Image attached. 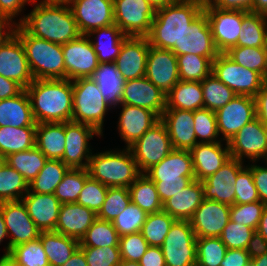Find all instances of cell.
Wrapping results in <instances>:
<instances>
[{"instance_id": "cell-1", "label": "cell", "mask_w": 267, "mask_h": 266, "mask_svg": "<svg viewBox=\"0 0 267 266\" xmlns=\"http://www.w3.org/2000/svg\"><path fill=\"white\" fill-rule=\"evenodd\" d=\"M204 11L202 0H179L156 9L149 34L150 46L180 55V41L187 28Z\"/></svg>"}, {"instance_id": "cell-2", "label": "cell", "mask_w": 267, "mask_h": 266, "mask_svg": "<svg viewBox=\"0 0 267 266\" xmlns=\"http://www.w3.org/2000/svg\"><path fill=\"white\" fill-rule=\"evenodd\" d=\"M25 90L37 124L72 121V80L34 79Z\"/></svg>"}, {"instance_id": "cell-3", "label": "cell", "mask_w": 267, "mask_h": 266, "mask_svg": "<svg viewBox=\"0 0 267 266\" xmlns=\"http://www.w3.org/2000/svg\"><path fill=\"white\" fill-rule=\"evenodd\" d=\"M23 17L18 24L30 35L52 43L63 45L81 35L68 4H50L41 1Z\"/></svg>"}, {"instance_id": "cell-4", "label": "cell", "mask_w": 267, "mask_h": 266, "mask_svg": "<svg viewBox=\"0 0 267 266\" xmlns=\"http://www.w3.org/2000/svg\"><path fill=\"white\" fill-rule=\"evenodd\" d=\"M87 169L92 179L107 187L129 188L142 174L129 148L92 154Z\"/></svg>"}, {"instance_id": "cell-5", "label": "cell", "mask_w": 267, "mask_h": 266, "mask_svg": "<svg viewBox=\"0 0 267 266\" xmlns=\"http://www.w3.org/2000/svg\"><path fill=\"white\" fill-rule=\"evenodd\" d=\"M15 34L24 47L28 65L34 79H65L62 46L30 35L20 24Z\"/></svg>"}, {"instance_id": "cell-6", "label": "cell", "mask_w": 267, "mask_h": 266, "mask_svg": "<svg viewBox=\"0 0 267 266\" xmlns=\"http://www.w3.org/2000/svg\"><path fill=\"white\" fill-rule=\"evenodd\" d=\"M72 86V121L90 125L102 134L106 112L111 108L105 102L98 85L91 77H87L73 80Z\"/></svg>"}, {"instance_id": "cell-7", "label": "cell", "mask_w": 267, "mask_h": 266, "mask_svg": "<svg viewBox=\"0 0 267 266\" xmlns=\"http://www.w3.org/2000/svg\"><path fill=\"white\" fill-rule=\"evenodd\" d=\"M160 247L166 266H196V235L190 221L175 220Z\"/></svg>"}, {"instance_id": "cell-8", "label": "cell", "mask_w": 267, "mask_h": 266, "mask_svg": "<svg viewBox=\"0 0 267 266\" xmlns=\"http://www.w3.org/2000/svg\"><path fill=\"white\" fill-rule=\"evenodd\" d=\"M237 95L255 97L266 80L253 70L242 67L225 53H219L212 61V72Z\"/></svg>"}, {"instance_id": "cell-9", "label": "cell", "mask_w": 267, "mask_h": 266, "mask_svg": "<svg viewBox=\"0 0 267 266\" xmlns=\"http://www.w3.org/2000/svg\"><path fill=\"white\" fill-rule=\"evenodd\" d=\"M128 148L141 173L160 163L174 149L167 127L161 120Z\"/></svg>"}, {"instance_id": "cell-10", "label": "cell", "mask_w": 267, "mask_h": 266, "mask_svg": "<svg viewBox=\"0 0 267 266\" xmlns=\"http://www.w3.org/2000/svg\"><path fill=\"white\" fill-rule=\"evenodd\" d=\"M114 23L126 36L146 37L156 15L147 0H113Z\"/></svg>"}, {"instance_id": "cell-11", "label": "cell", "mask_w": 267, "mask_h": 266, "mask_svg": "<svg viewBox=\"0 0 267 266\" xmlns=\"http://www.w3.org/2000/svg\"><path fill=\"white\" fill-rule=\"evenodd\" d=\"M0 209L9 237L3 256L10 255L14 247L37 240L40 237L41 230L27 213L22 200L1 202Z\"/></svg>"}, {"instance_id": "cell-12", "label": "cell", "mask_w": 267, "mask_h": 266, "mask_svg": "<svg viewBox=\"0 0 267 266\" xmlns=\"http://www.w3.org/2000/svg\"><path fill=\"white\" fill-rule=\"evenodd\" d=\"M203 12L208 18L217 51L226 53L235 47L242 29L243 11L220 9L204 2Z\"/></svg>"}, {"instance_id": "cell-13", "label": "cell", "mask_w": 267, "mask_h": 266, "mask_svg": "<svg viewBox=\"0 0 267 266\" xmlns=\"http://www.w3.org/2000/svg\"><path fill=\"white\" fill-rule=\"evenodd\" d=\"M62 46L65 79L76 80L91 77L99 65L97 54L88 35H80Z\"/></svg>"}, {"instance_id": "cell-14", "label": "cell", "mask_w": 267, "mask_h": 266, "mask_svg": "<svg viewBox=\"0 0 267 266\" xmlns=\"http://www.w3.org/2000/svg\"><path fill=\"white\" fill-rule=\"evenodd\" d=\"M94 135L102 136L90 125L75 121L65 122L66 143L61 161L72 169H87L92 155L88 140L92 139Z\"/></svg>"}, {"instance_id": "cell-15", "label": "cell", "mask_w": 267, "mask_h": 266, "mask_svg": "<svg viewBox=\"0 0 267 266\" xmlns=\"http://www.w3.org/2000/svg\"><path fill=\"white\" fill-rule=\"evenodd\" d=\"M227 143L231 157L239 161L247 157L252 163L261 158L267 162V134L257 117L244 125Z\"/></svg>"}, {"instance_id": "cell-16", "label": "cell", "mask_w": 267, "mask_h": 266, "mask_svg": "<svg viewBox=\"0 0 267 266\" xmlns=\"http://www.w3.org/2000/svg\"><path fill=\"white\" fill-rule=\"evenodd\" d=\"M219 134L228 142L247 123L256 118L255 98L236 95L229 103L215 112Z\"/></svg>"}, {"instance_id": "cell-17", "label": "cell", "mask_w": 267, "mask_h": 266, "mask_svg": "<svg viewBox=\"0 0 267 266\" xmlns=\"http://www.w3.org/2000/svg\"><path fill=\"white\" fill-rule=\"evenodd\" d=\"M68 5L81 35L115 24L113 0H72Z\"/></svg>"}, {"instance_id": "cell-18", "label": "cell", "mask_w": 267, "mask_h": 266, "mask_svg": "<svg viewBox=\"0 0 267 266\" xmlns=\"http://www.w3.org/2000/svg\"><path fill=\"white\" fill-rule=\"evenodd\" d=\"M145 77L167 95L180 81L177 57L172 50L150 46Z\"/></svg>"}, {"instance_id": "cell-19", "label": "cell", "mask_w": 267, "mask_h": 266, "mask_svg": "<svg viewBox=\"0 0 267 266\" xmlns=\"http://www.w3.org/2000/svg\"><path fill=\"white\" fill-rule=\"evenodd\" d=\"M229 220V205L204 198L189 221L196 238H204L220 237Z\"/></svg>"}, {"instance_id": "cell-20", "label": "cell", "mask_w": 267, "mask_h": 266, "mask_svg": "<svg viewBox=\"0 0 267 266\" xmlns=\"http://www.w3.org/2000/svg\"><path fill=\"white\" fill-rule=\"evenodd\" d=\"M0 75L14 80L24 89L34 80L24 47L16 34L0 46Z\"/></svg>"}, {"instance_id": "cell-21", "label": "cell", "mask_w": 267, "mask_h": 266, "mask_svg": "<svg viewBox=\"0 0 267 266\" xmlns=\"http://www.w3.org/2000/svg\"><path fill=\"white\" fill-rule=\"evenodd\" d=\"M245 167L243 161L231 157L216 173L201 181L204 198L226 205L235 204L237 174Z\"/></svg>"}, {"instance_id": "cell-22", "label": "cell", "mask_w": 267, "mask_h": 266, "mask_svg": "<svg viewBox=\"0 0 267 266\" xmlns=\"http://www.w3.org/2000/svg\"><path fill=\"white\" fill-rule=\"evenodd\" d=\"M149 48L150 43L147 37L129 36L123 42L114 63L125 81L142 78L146 75Z\"/></svg>"}, {"instance_id": "cell-23", "label": "cell", "mask_w": 267, "mask_h": 266, "mask_svg": "<svg viewBox=\"0 0 267 266\" xmlns=\"http://www.w3.org/2000/svg\"><path fill=\"white\" fill-rule=\"evenodd\" d=\"M121 104L149 109L161 118L166 108V95L144 76L125 81Z\"/></svg>"}, {"instance_id": "cell-24", "label": "cell", "mask_w": 267, "mask_h": 266, "mask_svg": "<svg viewBox=\"0 0 267 266\" xmlns=\"http://www.w3.org/2000/svg\"><path fill=\"white\" fill-rule=\"evenodd\" d=\"M122 111L118 121L120 137L125 141L126 148L142 137L161 118L149 109L128 104H120Z\"/></svg>"}, {"instance_id": "cell-25", "label": "cell", "mask_w": 267, "mask_h": 266, "mask_svg": "<svg viewBox=\"0 0 267 266\" xmlns=\"http://www.w3.org/2000/svg\"><path fill=\"white\" fill-rule=\"evenodd\" d=\"M195 54L208 57L213 61L219 54L217 51L208 18L202 12L187 28L180 41V55Z\"/></svg>"}, {"instance_id": "cell-26", "label": "cell", "mask_w": 267, "mask_h": 266, "mask_svg": "<svg viewBox=\"0 0 267 266\" xmlns=\"http://www.w3.org/2000/svg\"><path fill=\"white\" fill-rule=\"evenodd\" d=\"M200 143L190 149L196 180L203 181L216 173L230 158L228 143ZM223 147V148H222Z\"/></svg>"}, {"instance_id": "cell-27", "label": "cell", "mask_w": 267, "mask_h": 266, "mask_svg": "<svg viewBox=\"0 0 267 266\" xmlns=\"http://www.w3.org/2000/svg\"><path fill=\"white\" fill-rule=\"evenodd\" d=\"M161 121L167 127L174 149L190 150L199 142L194 131L193 111L165 109Z\"/></svg>"}, {"instance_id": "cell-28", "label": "cell", "mask_w": 267, "mask_h": 266, "mask_svg": "<svg viewBox=\"0 0 267 266\" xmlns=\"http://www.w3.org/2000/svg\"><path fill=\"white\" fill-rule=\"evenodd\" d=\"M152 181L194 180L192 157L189 150L173 149L160 163L145 173Z\"/></svg>"}, {"instance_id": "cell-29", "label": "cell", "mask_w": 267, "mask_h": 266, "mask_svg": "<svg viewBox=\"0 0 267 266\" xmlns=\"http://www.w3.org/2000/svg\"><path fill=\"white\" fill-rule=\"evenodd\" d=\"M97 214L78 203H62L55 231L80 241Z\"/></svg>"}, {"instance_id": "cell-30", "label": "cell", "mask_w": 267, "mask_h": 266, "mask_svg": "<svg viewBox=\"0 0 267 266\" xmlns=\"http://www.w3.org/2000/svg\"><path fill=\"white\" fill-rule=\"evenodd\" d=\"M21 200L27 213L41 231H55L61 203L54 194L28 191Z\"/></svg>"}, {"instance_id": "cell-31", "label": "cell", "mask_w": 267, "mask_h": 266, "mask_svg": "<svg viewBox=\"0 0 267 266\" xmlns=\"http://www.w3.org/2000/svg\"><path fill=\"white\" fill-rule=\"evenodd\" d=\"M204 200V188L201 181L194 179L173 197L163 203L162 210L176 220L189 221Z\"/></svg>"}, {"instance_id": "cell-32", "label": "cell", "mask_w": 267, "mask_h": 266, "mask_svg": "<svg viewBox=\"0 0 267 266\" xmlns=\"http://www.w3.org/2000/svg\"><path fill=\"white\" fill-rule=\"evenodd\" d=\"M5 126L37 127L25 89L15 97L0 100V127Z\"/></svg>"}, {"instance_id": "cell-33", "label": "cell", "mask_w": 267, "mask_h": 266, "mask_svg": "<svg viewBox=\"0 0 267 266\" xmlns=\"http://www.w3.org/2000/svg\"><path fill=\"white\" fill-rule=\"evenodd\" d=\"M94 34L98 36L93 37L96 41H93L92 38L90 39L99 63L115 62L123 42L129 37L126 36L116 24L94 29L88 36L91 37Z\"/></svg>"}, {"instance_id": "cell-34", "label": "cell", "mask_w": 267, "mask_h": 266, "mask_svg": "<svg viewBox=\"0 0 267 266\" xmlns=\"http://www.w3.org/2000/svg\"><path fill=\"white\" fill-rule=\"evenodd\" d=\"M65 143V122L37 124L35 146L47 159L62 160Z\"/></svg>"}, {"instance_id": "cell-35", "label": "cell", "mask_w": 267, "mask_h": 266, "mask_svg": "<svg viewBox=\"0 0 267 266\" xmlns=\"http://www.w3.org/2000/svg\"><path fill=\"white\" fill-rule=\"evenodd\" d=\"M91 78L98 85L105 102L110 107L121 104L125 80L114 62L99 63Z\"/></svg>"}, {"instance_id": "cell-36", "label": "cell", "mask_w": 267, "mask_h": 266, "mask_svg": "<svg viewBox=\"0 0 267 266\" xmlns=\"http://www.w3.org/2000/svg\"><path fill=\"white\" fill-rule=\"evenodd\" d=\"M39 239L50 266L64 265L80 247V241L56 231H41Z\"/></svg>"}, {"instance_id": "cell-37", "label": "cell", "mask_w": 267, "mask_h": 266, "mask_svg": "<svg viewBox=\"0 0 267 266\" xmlns=\"http://www.w3.org/2000/svg\"><path fill=\"white\" fill-rule=\"evenodd\" d=\"M203 108V90L200 81L180 80L166 95L165 109L195 111Z\"/></svg>"}, {"instance_id": "cell-38", "label": "cell", "mask_w": 267, "mask_h": 266, "mask_svg": "<svg viewBox=\"0 0 267 266\" xmlns=\"http://www.w3.org/2000/svg\"><path fill=\"white\" fill-rule=\"evenodd\" d=\"M267 15L243 11L242 29L235 47H265Z\"/></svg>"}, {"instance_id": "cell-39", "label": "cell", "mask_w": 267, "mask_h": 266, "mask_svg": "<svg viewBox=\"0 0 267 266\" xmlns=\"http://www.w3.org/2000/svg\"><path fill=\"white\" fill-rule=\"evenodd\" d=\"M36 127H0V154L4 157L35 147Z\"/></svg>"}, {"instance_id": "cell-40", "label": "cell", "mask_w": 267, "mask_h": 266, "mask_svg": "<svg viewBox=\"0 0 267 266\" xmlns=\"http://www.w3.org/2000/svg\"><path fill=\"white\" fill-rule=\"evenodd\" d=\"M69 169L61 160L47 159L38 175L28 184V191L37 194H54L57 185Z\"/></svg>"}, {"instance_id": "cell-41", "label": "cell", "mask_w": 267, "mask_h": 266, "mask_svg": "<svg viewBox=\"0 0 267 266\" xmlns=\"http://www.w3.org/2000/svg\"><path fill=\"white\" fill-rule=\"evenodd\" d=\"M131 201L147 214L162 211L161 202L155 183L142 173L129 187Z\"/></svg>"}, {"instance_id": "cell-42", "label": "cell", "mask_w": 267, "mask_h": 266, "mask_svg": "<svg viewBox=\"0 0 267 266\" xmlns=\"http://www.w3.org/2000/svg\"><path fill=\"white\" fill-rule=\"evenodd\" d=\"M47 157L35 146L5 157V162L16 169L29 184L44 167Z\"/></svg>"}, {"instance_id": "cell-43", "label": "cell", "mask_w": 267, "mask_h": 266, "mask_svg": "<svg viewBox=\"0 0 267 266\" xmlns=\"http://www.w3.org/2000/svg\"><path fill=\"white\" fill-rule=\"evenodd\" d=\"M204 108L213 112L229 103L237 94L210 73L201 81Z\"/></svg>"}, {"instance_id": "cell-44", "label": "cell", "mask_w": 267, "mask_h": 266, "mask_svg": "<svg viewBox=\"0 0 267 266\" xmlns=\"http://www.w3.org/2000/svg\"><path fill=\"white\" fill-rule=\"evenodd\" d=\"M119 239L111 221L96 218L80 240V247L119 246Z\"/></svg>"}, {"instance_id": "cell-45", "label": "cell", "mask_w": 267, "mask_h": 266, "mask_svg": "<svg viewBox=\"0 0 267 266\" xmlns=\"http://www.w3.org/2000/svg\"><path fill=\"white\" fill-rule=\"evenodd\" d=\"M225 54L242 67L258 72L267 81L265 47H232Z\"/></svg>"}, {"instance_id": "cell-46", "label": "cell", "mask_w": 267, "mask_h": 266, "mask_svg": "<svg viewBox=\"0 0 267 266\" xmlns=\"http://www.w3.org/2000/svg\"><path fill=\"white\" fill-rule=\"evenodd\" d=\"M27 192V181L16 169L5 163L0 168V203L21 200Z\"/></svg>"}, {"instance_id": "cell-47", "label": "cell", "mask_w": 267, "mask_h": 266, "mask_svg": "<svg viewBox=\"0 0 267 266\" xmlns=\"http://www.w3.org/2000/svg\"><path fill=\"white\" fill-rule=\"evenodd\" d=\"M177 57L178 74L182 81H202L212 72V61L208 57L184 54Z\"/></svg>"}, {"instance_id": "cell-48", "label": "cell", "mask_w": 267, "mask_h": 266, "mask_svg": "<svg viewBox=\"0 0 267 266\" xmlns=\"http://www.w3.org/2000/svg\"><path fill=\"white\" fill-rule=\"evenodd\" d=\"M175 220L174 217L163 210L148 214L140 232L149 246L160 247Z\"/></svg>"}, {"instance_id": "cell-49", "label": "cell", "mask_w": 267, "mask_h": 266, "mask_svg": "<svg viewBox=\"0 0 267 266\" xmlns=\"http://www.w3.org/2000/svg\"><path fill=\"white\" fill-rule=\"evenodd\" d=\"M88 169L70 168L57 185L55 197L62 203H76L85 181L89 178Z\"/></svg>"}, {"instance_id": "cell-50", "label": "cell", "mask_w": 267, "mask_h": 266, "mask_svg": "<svg viewBox=\"0 0 267 266\" xmlns=\"http://www.w3.org/2000/svg\"><path fill=\"white\" fill-rule=\"evenodd\" d=\"M226 251L220 237L196 238V266H220Z\"/></svg>"}, {"instance_id": "cell-51", "label": "cell", "mask_w": 267, "mask_h": 266, "mask_svg": "<svg viewBox=\"0 0 267 266\" xmlns=\"http://www.w3.org/2000/svg\"><path fill=\"white\" fill-rule=\"evenodd\" d=\"M148 214L132 201L111 222L121 237L123 235L140 232Z\"/></svg>"}, {"instance_id": "cell-52", "label": "cell", "mask_w": 267, "mask_h": 266, "mask_svg": "<svg viewBox=\"0 0 267 266\" xmlns=\"http://www.w3.org/2000/svg\"><path fill=\"white\" fill-rule=\"evenodd\" d=\"M130 201L129 188L108 187L106 199L97 213V218L112 221L127 207Z\"/></svg>"}, {"instance_id": "cell-53", "label": "cell", "mask_w": 267, "mask_h": 266, "mask_svg": "<svg viewBox=\"0 0 267 266\" xmlns=\"http://www.w3.org/2000/svg\"><path fill=\"white\" fill-rule=\"evenodd\" d=\"M10 256L21 266H50L39 238L14 247Z\"/></svg>"}, {"instance_id": "cell-54", "label": "cell", "mask_w": 267, "mask_h": 266, "mask_svg": "<svg viewBox=\"0 0 267 266\" xmlns=\"http://www.w3.org/2000/svg\"><path fill=\"white\" fill-rule=\"evenodd\" d=\"M194 131L196 139L200 143H215L222 140L217 139L220 135L216 121L215 112L208 109H198L193 111Z\"/></svg>"}, {"instance_id": "cell-55", "label": "cell", "mask_w": 267, "mask_h": 266, "mask_svg": "<svg viewBox=\"0 0 267 266\" xmlns=\"http://www.w3.org/2000/svg\"><path fill=\"white\" fill-rule=\"evenodd\" d=\"M265 206L261 201L233 204L230 206V220L244 224L256 231Z\"/></svg>"}, {"instance_id": "cell-56", "label": "cell", "mask_w": 267, "mask_h": 266, "mask_svg": "<svg viewBox=\"0 0 267 266\" xmlns=\"http://www.w3.org/2000/svg\"><path fill=\"white\" fill-rule=\"evenodd\" d=\"M107 191V186L89 177L85 181L76 203L88 207L97 214L106 199Z\"/></svg>"}, {"instance_id": "cell-57", "label": "cell", "mask_w": 267, "mask_h": 266, "mask_svg": "<svg viewBox=\"0 0 267 266\" xmlns=\"http://www.w3.org/2000/svg\"><path fill=\"white\" fill-rule=\"evenodd\" d=\"M254 229L229 220L220 238L227 249H246Z\"/></svg>"}, {"instance_id": "cell-58", "label": "cell", "mask_w": 267, "mask_h": 266, "mask_svg": "<svg viewBox=\"0 0 267 266\" xmlns=\"http://www.w3.org/2000/svg\"><path fill=\"white\" fill-rule=\"evenodd\" d=\"M88 266H118L121 263L119 246L79 247Z\"/></svg>"}, {"instance_id": "cell-59", "label": "cell", "mask_w": 267, "mask_h": 266, "mask_svg": "<svg viewBox=\"0 0 267 266\" xmlns=\"http://www.w3.org/2000/svg\"><path fill=\"white\" fill-rule=\"evenodd\" d=\"M149 244L141 232L123 235L119 239V250L122 260L139 262Z\"/></svg>"}, {"instance_id": "cell-60", "label": "cell", "mask_w": 267, "mask_h": 266, "mask_svg": "<svg viewBox=\"0 0 267 266\" xmlns=\"http://www.w3.org/2000/svg\"><path fill=\"white\" fill-rule=\"evenodd\" d=\"M235 204H247L260 201L253 182L252 172L246 166L238 174L235 184Z\"/></svg>"}, {"instance_id": "cell-61", "label": "cell", "mask_w": 267, "mask_h": 266, "mask_svg": "<svg viewBox=\"0 0 267 266\" xmlns=\"http://www.w3.org/2000/svg\"><path fill=\"white\" fill-rule=\"evenodd\" d=\"M193 180H163V181H153L156 185L159 198L162 203H164L173 195L182 191L183 188L188 186Z\"/></svg>"}, {"instance_id": "cell-62", "label": "cell", "mask_w": 267, "mask_h": 266, "mask_svg": "<svg viewBox=\"0 0 267 266\" xmlns=\"http://www.w3.org/2000/svg\"><path fill=\"white\" fill-rule=\"evenodd\" d=\"M247 167L252 172L253 182L260 201L267 205V167L258 166L257 164L247 165Z\"/></svg>"}, {"instance_id": "cell-63", "label": "cell", "mask_w": 267, "mask_h": 266, "mask_svg": "<svg viewBox=\"0 0 267 266\" xmlns=\"http://www.w3.org/2000/svg\"><path fill=\"white\" fill-rule=\"evenodd\" d=\"M250 262L246 249H227L220 266H248Z\"/></svg>"}, {"instance_id": "cell-64", "label": "cell", "mask_w": 267, "mask_h": 266, "mask_svg": "<svg viewBox=\"0 0 267 266\" xmlns=\"http://www.w3.org/2000/svg\"><path fill=\"white\" fill-rule=\"evenodd\" d=\"M37 0H0V16L6 17L13 21L19 13H21L24 6L29 2L35 4Z\"/></svg>"}, {"instance_id": "cell-65", "label": "cell", "mask_w": 267, "mask_h": 266, "mask_svg": "<svg viewBox=\"0 0 267 266\" xmlns=\"http://www.w3.org/2000/svg\"><path fill=\"white\" fill-rule=\"evenodd\" d=\"M253 2L254 0H206V3L212 7L247 12H252Z\"/></svg>"}, {"instance_id": "cell-66", "label": "cell", "mask_w": 267, "mask_h": 266, "mask_svg": "<svg viewBox=\"0 0 267 266\" xmlns=\"http://www.w3.org/2000/svg\"><path fill=\"white\" fill-rule=\"evenodd\" d=\"M140 266H166L161 247L149 246L139 261Z\"/></svg>"}, {"instance_id": "cell-67", "label": "cell", "mask_w": 267, "mask_h": 266, "mask_svg": "<svg viewBox=\"0 0 267 266\" xmlns=\"http://www.w3.org/2000/svg\"><path fill=\"white\" fill-rule=\"evenodd\" d=\"M246 251L251 259L262 256L267 253V241L260 233L255 231L248 242Z\"/></svg>"}, {"instance_id": "cell-68", "label": "cell", "mask_w": 267, "mask_h": 266, "mask_svg": "<svg viewBox=\"0 0 267 266\" xmlns=\"http://www.w3.org/2000/svg\"><path fill=\"white\" fill-rule=\"evenodd\" d=\"M256 117L263 126L267 125V81L256 94Z\"/></svg>"}, {"instance_id": "cell-69", "label": "cell", "mask_w": 267, "mask_h": 266, "mask_svg": "<svg viewBox=\"0 0 267 266\" xmlns=\"http://www.w3.org/2000/svg\"><path fill=\"white\" fill-rule=\"evenodd\" d=\"M23 90L24 88L14 80L0 75V100L15 97Z\"/></svg>"}, {"instance_id": "cell-70", "label": "cell", "mask_w": 267, "mask_h": 266, "mask_svg": "<svg viewBox=\"0 0 267 266\" xmlns=\"http://www.w3.org/2000/svg\"><path fill=\"white\" fill-rule=\"evenodd\" d=\"M17 24L15 21L12 22L10 19L0 16V46L15 34Z\"/></svg>"}, {"instance_id": "cell-71", "label": "cell", "mask_w": 267, "mask_h": 266, "mask_svg": "<svg viewBox=\"0 0 267 266\" xmlns=\"http://www.w3.org/2000/svg\"><path fill=\"white\" fill-rule=\"evenodd\" d=\"M61 266H88L84 252L78 248L70 259Z\"/></svg>"}, {"instance_id": "cell-72", "label": "cell", "mask_w": 267, "mask_h": 266, "mask_svg": "<svg viewBox=\"0 0 267 266\" xmlns=\"http://www.w3.org/2000/svg\"><path fill=\"white\" fill-rule=\"evenodd\" d=\"M256 231L260 233L267 241V205L263 210L262 217L260 218Z\"/></svg>"}, {"instance_id": "cell-73", "label": "cell", "mask_w": 267, "mask_h": 266, "mask_svg": "<svg viewBox=\"0 0 267 266\" xmlns=\"http://www.w3.org/2000/svg\"><path fill=\"white\" fill-rule=\"evenodd\" d=\"M252 12L267 15V0H254Z\"/></svg>"}, {"instance_id": "cell-74", "label": "cell", "mask_w": 267, "mask_h": 266, "mask_svg": "<svg viewBox=\"0 0 267 266\" xmlns=\"http://www.w3.org/2000/svg\"><path fill=\"white\" fill-rule=\"evenodd\" d=\"M155 9L162 8L166 5L175 3L179 0H147Z\"/></svg>"}, {"instance_id": "cell-75", "label": "cell", "mask_w": 267, "mask_h": 266, "mask_svg": "<svg viewBox=\"0 0 267 266\" xmlns=\"http://www.w3.org/2000/svg\"><path fill=\"white\" fill-rule=\"evenodd\" d=\"M250 265L251 266H267V253L263 254L262 256L251 259Z\"/></svg>"}, {"instance_id": "cell-76", "label": "cell", "mask_w": 267, "mask_h": 266, "mask_svg": "<svg viewBox=\"0 0 267 266\" xmlns=\"http://www.w3.org/2000/svg\"><path fill=\"white\" fill-rule=\"evenodd\" d=\"M0 266H21L10 255L0 257Z\"/></svg>"}, {"instance_id": "cell-77", "label": "cell", "mask_w": 267, "mask_h": 266, "mask_svg": "<svg viewBox=\"0 0 267 266\" xmlns=\"http://www.w3.org/2000/svg\"><path fill=\"white\" fill-rule=\"evenodd\" d=\"M6 237H8L7 227L5 225L4 218L2 216V212H1V209H0V244L3 241V239L6 238Z\"/></svg>"}, {"instance_id": "cell-78", "label": "cell", "mask_w": 267, "mask_h": 266, "mask_svg": "<svg viewBox=\"0 0 267 266\" xmlns=\"http://www.w3.org/2000/svg\"><path fill=\"white\" fill-rule=\"evenodd\" d=\"M72 0H42V2L50 4H69Z\"/></svg>"}, {"instance_id": "cell-79", "label": "cell", "mask_w": 267, "mask_h": 266, "mask_svg": "<svg viewBox=\"0 0 267 266\" xmlns=\"http://www.w3.org/2000/svg\"><path fill=\"white\" fill-rule=\"evenodd\" d=\"M118 266H140L139 262L121 260V263Z\"/></svg>"}, {"instance_id": "cell-80", "label": "cell", "mask_w": 267, "mask_h": 266, "mask_svg": "<svg viewBox=\"0 0 267 266\" xmlns=\"http://www.w3.org/2000/svg\"><path fill=\"white\" fill-rule=\"evenodd\" d=\"M6 162H5V157L2 155V154H0V168L5 164Z\"/></svg>"}]
</instances>
